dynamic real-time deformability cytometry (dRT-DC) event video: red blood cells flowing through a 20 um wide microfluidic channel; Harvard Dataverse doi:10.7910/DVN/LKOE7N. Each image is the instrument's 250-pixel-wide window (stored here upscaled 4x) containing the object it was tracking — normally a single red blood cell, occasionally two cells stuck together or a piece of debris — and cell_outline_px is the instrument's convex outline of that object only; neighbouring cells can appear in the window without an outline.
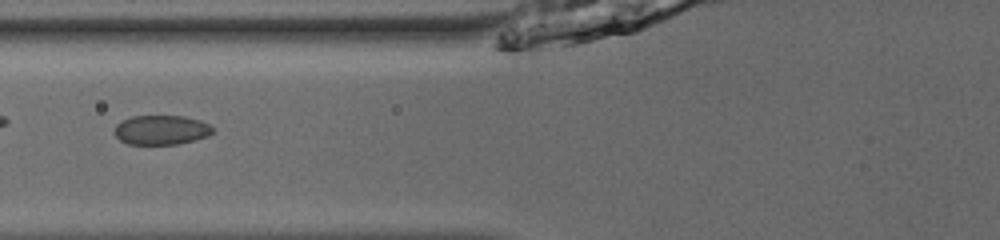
{"species": "common noctule bat (a hibernating species)", "species_latin": "Nyctalus noctula", "temperature_condition": "room temperature", "stored_images_in_passage": 52, "camera_frame_rate_fps": 3000, "um_per_image_px": 0.085, "animal": {"sex": "male", "body_mass_g": 13.0, "forearm_length_mm": 53.1}, "frame": {"image": 1, "passage_image": 23, "time_ms": 7.333, "image_size_px": [1000, 240], "cell_outline_px": [[212, 132], [208, 136], [196, 140], [176, 144], [128, 144], [120, 140], [116, 136], [116, 124], [132, 116], [184, 116], [200, 120], [208, 124], [212, 128]], "centroid_in_image_um": [13.72, 11.05], "position_along_channel_um": 112.1, "area_um2": 16.7}, "authors_computed_cell_mechanics": {"area_um2": 18.1781, "velocity_mm_per_s": 3.8681, "shape_relaxation_time_tau1_ms": null, "shape_relaxation_time_tau2_ms": 0.8681, "deformation_change_tau1": null, "deformation_change_tau2": 0.045}}